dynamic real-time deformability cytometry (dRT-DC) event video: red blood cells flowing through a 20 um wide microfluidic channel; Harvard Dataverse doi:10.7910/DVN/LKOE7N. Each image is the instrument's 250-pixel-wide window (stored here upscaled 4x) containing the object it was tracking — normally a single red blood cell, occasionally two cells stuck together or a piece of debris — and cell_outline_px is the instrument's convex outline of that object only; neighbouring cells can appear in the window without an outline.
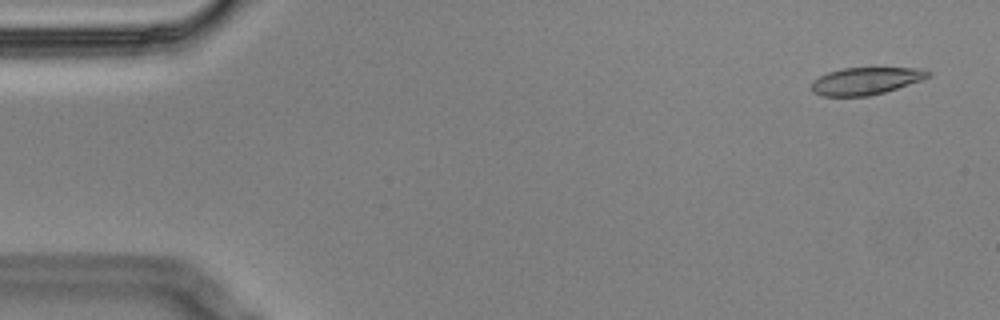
{"species": "Egyptian fruit bat (a non-hibernating species)", "species_latin": "Rousettus aegyptiacus", "temperature_condition": "cold", "stored_images_in_passage": 58, "camera_frame_rate_fps": 3000, "um_per_image_px": 0.085, "animal": {"sex": "male"}, "frame": {"image": 1, "passage_image": 3, "time_ms": 0.667, "image_size_px": [1000, 320], "cell_outline_px": [[932, 72], [928, 76], [920, 80], [884, 92], [868, 96], [824, 96], [812, 92], [812, 80], [828, 72], [844, 68], [920, 68]], "centroid_in_image_um": [73.55, 6.88], "position_along_channel_um": 11.4, "area_um2": 18.26}}
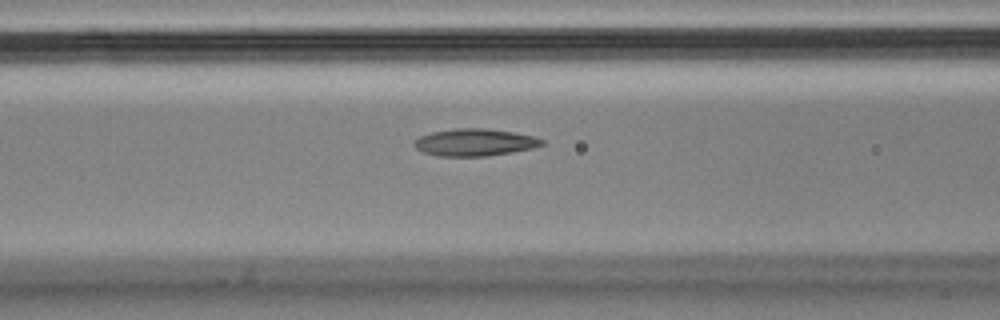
{"frame": {"image": 2, "passage_image": 23, "time_ms": 7.333, "image_size_px": [1000, 320], "cell_outline_px": [[544, 144], [532, 148], [512, 152], [488, 156], [440, 156], [424, 152], [416, 148], [412, 144], [420, 136], [432, 132], [456, 128], [484, 128], [512, 132], [532, 136], [544, 140]], "centroid_in_image_um": [40.34, 12.1], "position_along_channel_um": 126.3, "area_um2": 20.06}}
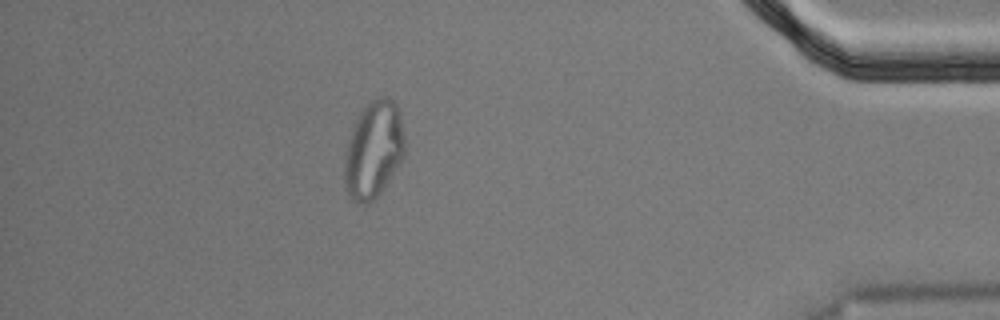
{"frame": {"image": 3, "passage_image": 51, "time_ms": 16.667, "image_size_px": [1000, 320], "cell_outline_px": [[404, 156], [380, 192], [368, 204], [356, 204], [344, 188], [344, 152], [352, 128], [360, 112], [376, 96], [388, 96], [396, 104], [400, 112], [404, 136]], "centroid_in_image_um": [31.73, 12.72], "position_along_channel_um": 403.5, "area_um2": 34.16}, "authors_computed_cell_mechanics": {"area_um2": 20.2011, "velocity_mm_per_s": 3.4571, "shape_relaxation_time_tau1_ms": null, "shape_relaxation_time_tau2_ms": 3.1025, "deformation_change_tau1": null, "deformation_change_tau2": 0.0977}}